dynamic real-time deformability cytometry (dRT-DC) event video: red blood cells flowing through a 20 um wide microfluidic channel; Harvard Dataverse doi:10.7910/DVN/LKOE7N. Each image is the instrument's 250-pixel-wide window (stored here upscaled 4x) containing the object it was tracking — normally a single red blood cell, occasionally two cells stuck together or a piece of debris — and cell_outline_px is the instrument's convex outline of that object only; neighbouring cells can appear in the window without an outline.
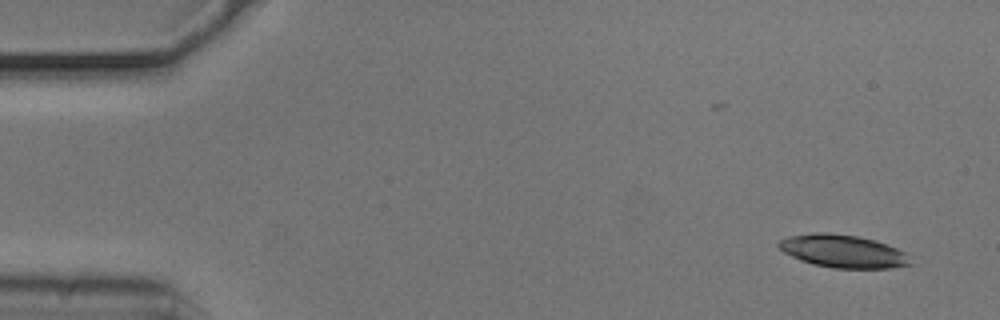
{"species": "common noctule bat (a hibernating species)", "species_latin": "Nyctalus noctula", "temperature_condition": "cold", "stored_images_in_passage": 8, "camera_frame_rate_fps": 3000, "um_per_image_px": 0.085, "animal": {"sex": "male", "body_mass_g": 20.5, "forearm_length_mm": 52.5}, "frame": {"image": 1, "passage_image": 1, "time_ms": 0.0, "image_size_px": [1000, 320], "cell_outline_px": [[916, 264], [888, 268], [836, 268], [812, 264], [800, 260], [784, 252], [776, 244], [780, 240], [788, 236], [812, 232], [824, 232], [856, 236], [876, 240], [896, 248], [904, 252]], "centroid_in_image_um": [71.66, 21.35], "position_along_channel_um": 13.3, "area_um2": 25.26}}
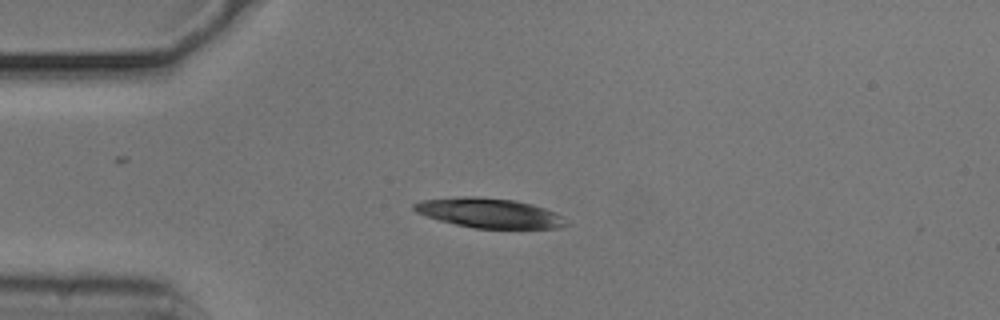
{"frame": {"image": 2, "passage_image": 4, "time_ms": 1.0, "image_size_px": [1000, 320], "cell_outline_px": [[568, 224], [560, 228], [476, 228], [456, 224], [440, 220], [416, 212], [412, 208], [412, 204], [424, 200], [464, 196], [476, 196], [516, 200], [532, 204], [556, 212], [564, 216]], "centroid_in_image_um": [41.64, 18.1], "position_along_channel_um": 43.4, "area_um2": 26.18}}
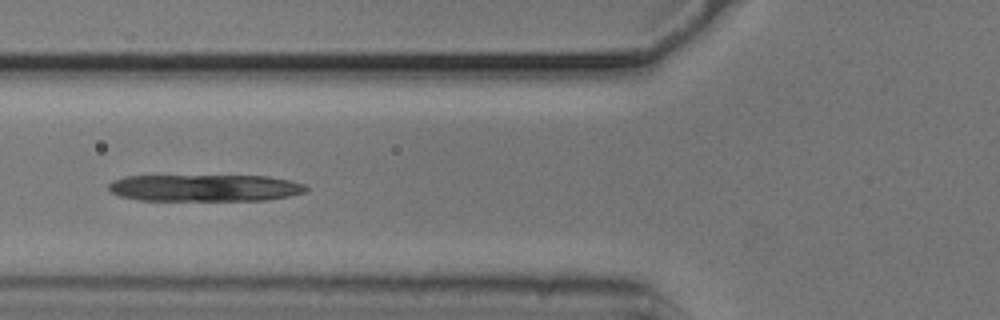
{"frame": {"image": 3, "passage_image": 6, "time_ms": 1.667, "image_size_px": [1000, 320], "cell_outline_px": [[308, 192], [288, 196], [264, 200], [140, 200], [120, 196], [112, 192], [108, 188], [108, 184], [112, 180], [124, 176], [268, 176], [292, 180], [304, 184], [308, 188]], "centroid_in_image_um": [17.44, 15.96], "position_along_channel_um": 108.4, "area_um2": 31.04}}